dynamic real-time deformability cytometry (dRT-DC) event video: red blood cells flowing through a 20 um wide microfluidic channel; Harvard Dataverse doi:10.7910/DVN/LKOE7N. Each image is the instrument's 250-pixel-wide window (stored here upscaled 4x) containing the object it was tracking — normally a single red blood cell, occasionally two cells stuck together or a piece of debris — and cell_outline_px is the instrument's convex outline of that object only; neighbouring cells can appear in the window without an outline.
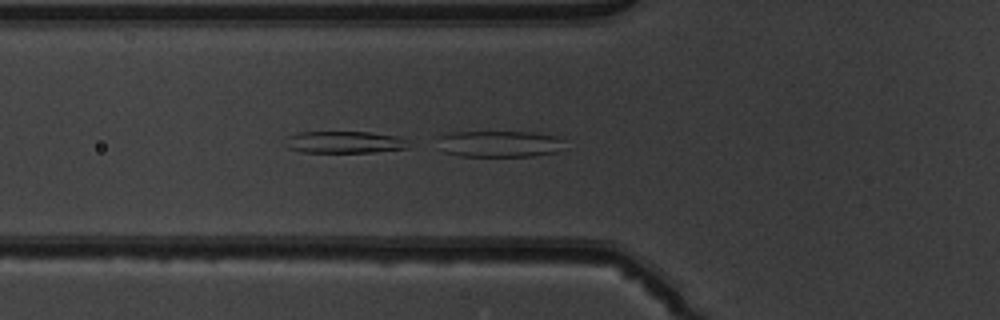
{"species": "common noctule bat (a hibernating species)", "species_latin": "Nyctalus noctula", "temperature_condition": "warm", "stored_images_in_passage": 35, "camera_frame_rate_fps": 3000, "um_per_image_px": 0.085, "animal": {"sex": "male", "body_mass_g": 19.5, "forearm_length_mm": 54.6}, "frame": {"image": 1, "passage_image": 3, "time_ms": 0.667, "image_size_px": [1000, 320], "cell_outline_px": [[564, 140], [560, 152], [532, 156], [460, 156], [444, 152], [436, 136], [452, 132], [532, 132], [556, 136]], "centroid_in_image_um": [42.46, 12.23], "position_along_channel_um": 83.3, "area_um2": 19.65}}
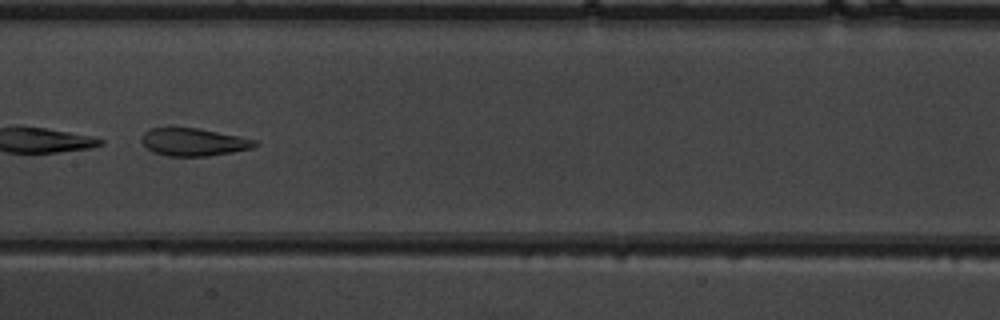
{"frame": {"image": 2, "passage_image": 11, "time_ms": 3.333, "image_size_px": [1000, 320], "cell_outline_px": [[260, 144], [252, 148], [232, 152], [208, 156], [168, 156], [152, 152], [140, 140], [144, 132], [152, 128], [200, 128], [256, 140]], "centroid_in_image_um": [16.46, 12.08], "position_along_channel_um": 190.9, "area_um2": 18.21}}
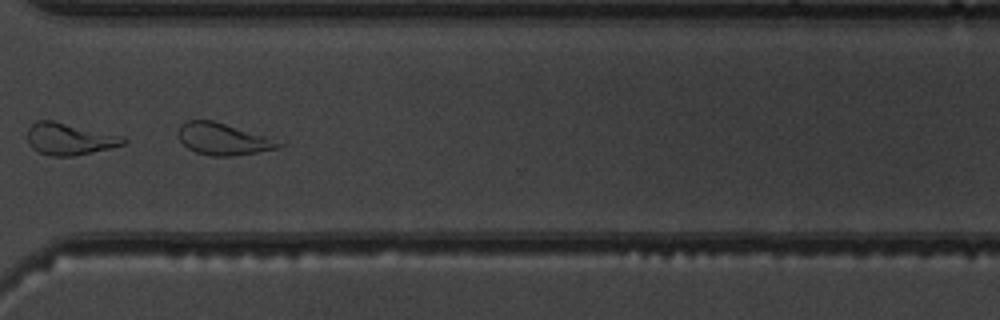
{"frame": {"image": 3, "passage_image": 23, "time_ms": 7.333, "image_size_px": [1000, 320], "cell_outline_px": [[284, 144], [280, 148], [256, 152], [228, 156], [212, 156], [196, 152], [188, 148], [180, 140], [180, 124], [188, 120], [212, 120], [268, 136]], "centroid_in_image_um": [18.99, 11.81], "position_along_channel_um": 351.6, "area_um2": 18.38}, "authors_computed_cell_mechanics": {"area_um2": 19.0162, "velocity_mm_per_s": 4.0184, "shape_relaxation_time_tau1_ms": 1.3063, "shape_relaxation_time_tau2_ms": 2.5436, "deformation_change_tau1": 0.2843, "deformation_change_tau2": 0.1078}}